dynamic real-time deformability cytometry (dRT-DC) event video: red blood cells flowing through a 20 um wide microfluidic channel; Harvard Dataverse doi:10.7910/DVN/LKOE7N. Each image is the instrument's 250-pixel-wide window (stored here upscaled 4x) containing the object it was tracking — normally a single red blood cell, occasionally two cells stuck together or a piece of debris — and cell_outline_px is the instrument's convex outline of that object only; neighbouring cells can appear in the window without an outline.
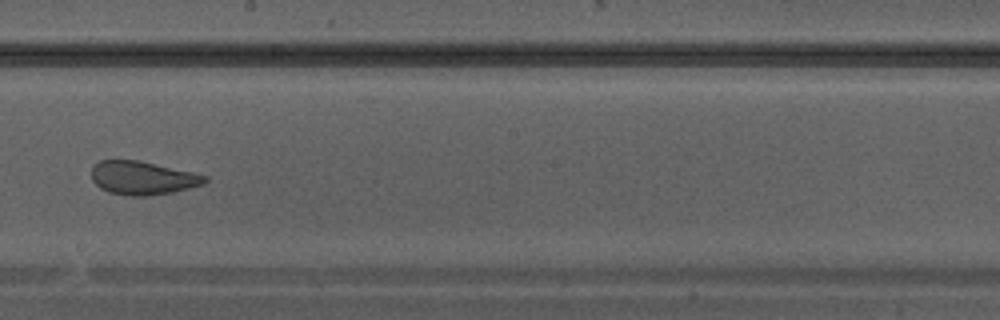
{"species": "Egyptian fruit bat (a non-hibernating species)", "species_latin": "Rousettus aegyptiacus", "temperature_condition": "warm", "stored_images_in_passage": 36, "camera_frame_rate_fps": 3000, "um_per_image_px": 0.085, "animal": {"sex": "male"}, "frame": {"image": 1, "passage_image": 21, "time_ms": 6.667, "image_size_px": [1000, 320], "cell_outline_px": [[208, 180], [204, 184], [172, 192], [148, 196], [132, 196], [108, 192], [100, 188], [92, 180], [92, 164], [100, 160], [136, 160], [196, 172], [208, 176]], "centroid_in_image_um": [12.13, 15.12], "position_along_channel_um": 236.1, "area_um2": 22.25}}